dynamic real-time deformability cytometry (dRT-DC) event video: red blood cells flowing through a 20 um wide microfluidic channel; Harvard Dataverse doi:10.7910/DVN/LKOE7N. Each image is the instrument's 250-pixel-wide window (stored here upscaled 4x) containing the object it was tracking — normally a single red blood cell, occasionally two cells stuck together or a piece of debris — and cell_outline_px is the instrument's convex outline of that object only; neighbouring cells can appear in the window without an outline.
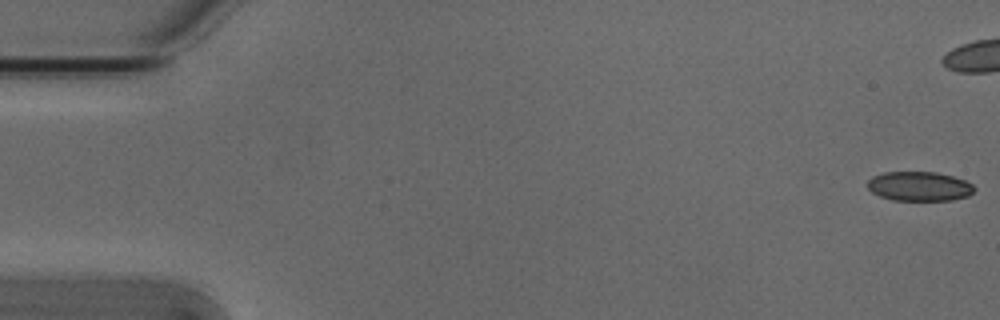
{"species": "Egyptian fruit bat (a non-hibernating species)", "species_latin": "Rousettus aegyptiacus", "temperature_condition": "cold", "stored_images_in_passage": 6, "camera_frame_rate_fps": 3000, "um_per_image_px": 0.085, "animal": {"sex": "male"}, "frame": {"image": 1, "passage_image": 1, "time_ms": 0.0, "image_size_px": [1000, 320], "cell_outline_px": [[976, 188], [968, 196], [952, 200], [892, 200], [880, 196], [872, 192], [868, 188], [868, 180], [872, 176], [884, 172], [936, 172], [952, 176], [964, 180], [972, 184]], "centroid_in_image_um": [78.13, 15.83], "position_along_channel_um": 6.9, "area_um2": 18.26}}
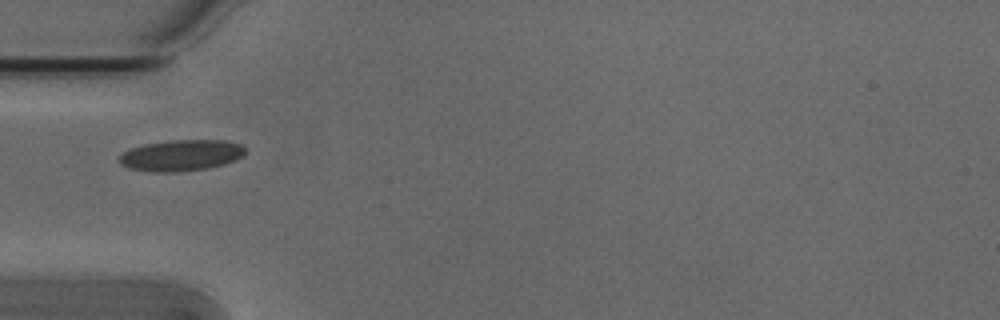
{"frame": {"image": 2, "passage_image": 6, "time_ms": 1.667, "image_size_px": [1000, 320], "cell_outline_px": [[248, 152], [244, 156], [236, 160], [224, 164], [208, 168], [176, 172], [152, 172], [128, 168], [120, 164], [116, 156], [132, 148], [144, 144], [172, 140], [228, 140], [240, 144]], "centroid_in_image_um": [15.41, 13.21], "position_along_channel_um": 69.6, "area_um2": 23.18}}